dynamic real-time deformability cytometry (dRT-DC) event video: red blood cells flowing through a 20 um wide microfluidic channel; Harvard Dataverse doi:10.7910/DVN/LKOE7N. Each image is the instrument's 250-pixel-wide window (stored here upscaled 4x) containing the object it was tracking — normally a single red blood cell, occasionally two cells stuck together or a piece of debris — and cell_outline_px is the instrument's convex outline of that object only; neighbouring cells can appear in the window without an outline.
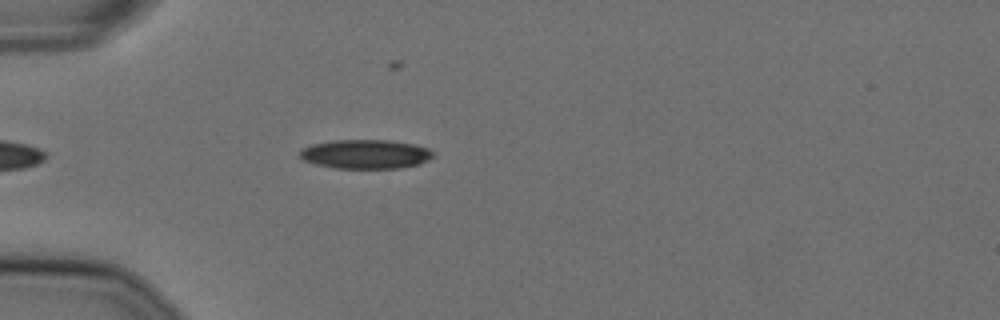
{"species": "Egyptian fruit bat (a non-hibernating species)", "species_latin": "Rousettus aegyptiacus", "temperature_condition": "cold", "stored_images_in_passage": 41, "camera_frame_rate_fps": 3000, "um_per_image_px": 0.085, "animal": {"sex": "female"}, "frame": {"image": 1, "passage_image": 7, "time_ms": 2.0, "image_size_px": [1000, 320], "cell_outline_px": [[432, 156], [428, 160], [420, 164], [400, 168], [332, 168], [316, 164], [304, 160], [296, 156], [300, 148], [312, 144], [332, 140], [392, 140], [416, 144], [428, 148], [432, 152]], "centroid_in_image_um": [31.02, 13.09], "position_along_channel_um": 54.0, "area_um2": 22.95}}
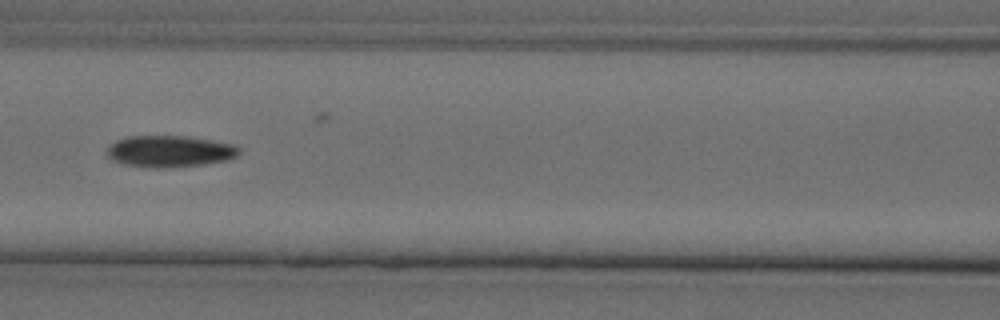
{"frame": {"image": 2, "passage_image": 16, "time_ms": 5.0, "image_size_px": [1000, 320], "cell_outline_px": [[240, 152], [236, 156], [228, 160], [200, 164], [124, 164], [112, 160], [104, 152], [116, 140], [128, 136], [184, 136], [212, 140], [236, 144], [240, 148]], "centroid_in_image_um": [14.46, 12.79], "position_along_channel_um": 152.1, "area_um2": 23.06}}
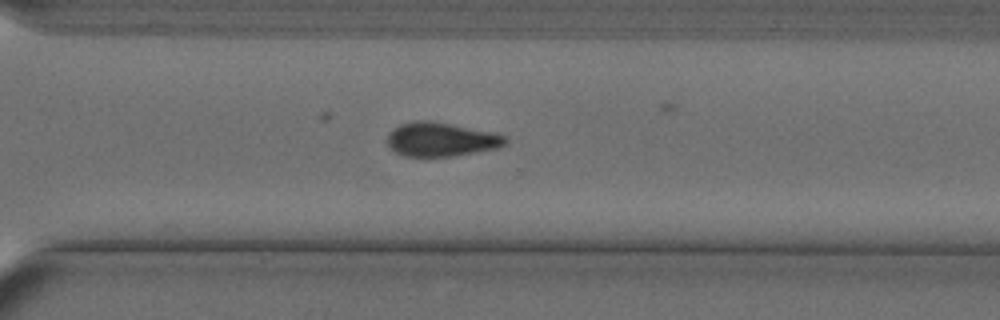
{"frame": {"image": 3, "passage_image": 31, "time_ms": 10.0, "image_size_px": [1000, 320], "cell_outline_px": [[508, 140], [504, 144], [496, 148], [452, 156], [404, 156], [396, 152], [388, 144], [388, 132], [392, 128], [400, 124], [412, 120], [428, 120], [496, 132], [508, 136]], "centroid_in_image_um": [37.49, 11.83], "position_along_channel_um": 333.1, "area_um2": 23.41}, "authors_computed_cell_mechanics": {"area_um2": 23.5246, "velocity_mm_per_s": 3.642, "shape_relaxation_time_tau1_ms": 5.7564, "shape_relaxation_time_tau2_ms": null, "deformation_change_tau1": 0.1541, "deformation_change_tau2": null}}